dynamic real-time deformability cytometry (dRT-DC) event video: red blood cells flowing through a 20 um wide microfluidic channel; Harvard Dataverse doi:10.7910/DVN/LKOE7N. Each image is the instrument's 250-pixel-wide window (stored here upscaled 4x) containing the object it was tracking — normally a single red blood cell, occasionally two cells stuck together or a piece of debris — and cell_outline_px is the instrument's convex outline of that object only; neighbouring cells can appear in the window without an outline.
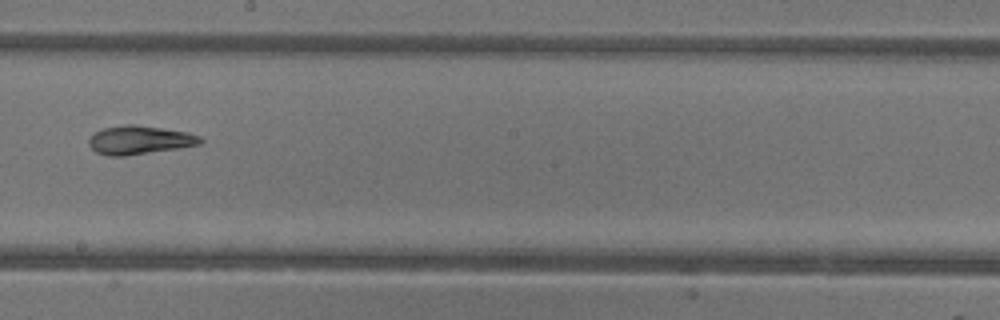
{"species": "common noctule bat (a hibernating species)", "species_latin": "Nyctalus noctula", "temperature_condition": "warm", "stored_images_in_passage": 32, "camera_frame_rate_fps": 3000, "um_per_image_px": 0.085, "animal": {"sex": "female"}, "frame": {"image": 1, "passage_image": 14, "time_ms": 4.333, "image_size_px": [1000, 320], "cell_outline_px": [[204, 140], [200, 144], [180, 148], [124, 156], [108, 156], [96, 152], [88, 144], [88, 140], [100, 128], [124, 124], [132, 124], [188, 132], [200, 136]], "centroid_in_image_um": [11.85, 11.9], "position_along_channel_um": 236.3, "area_um2": 18.61}, "authors_computed_cell_mechanics": {"area_um2": 18.5249, "velocity_mm_per_s": 4.3185, "shape_relaxation_time_tau1_ms": 9.377, "shape_relaxation_time_tau2_ms": 2.7539, "deformation_change_tau1": 0.2629, "deformation_change_tau2": 0.1039}}